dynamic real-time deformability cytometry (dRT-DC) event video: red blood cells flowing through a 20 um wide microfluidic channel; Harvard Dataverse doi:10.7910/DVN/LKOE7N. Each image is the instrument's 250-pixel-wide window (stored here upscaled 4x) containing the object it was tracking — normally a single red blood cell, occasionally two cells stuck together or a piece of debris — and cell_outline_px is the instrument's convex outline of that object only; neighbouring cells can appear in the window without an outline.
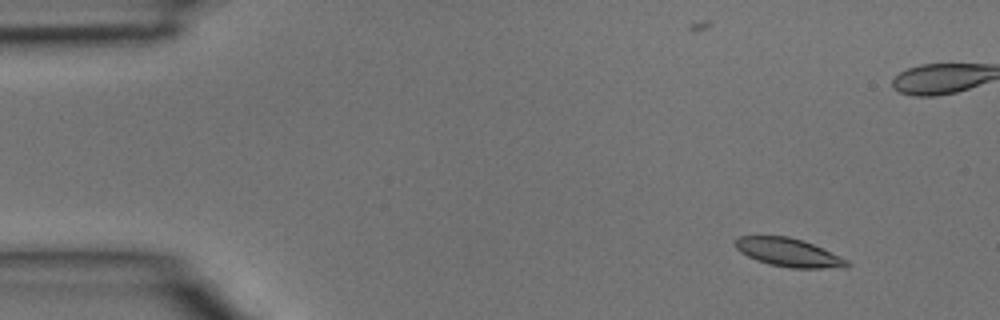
{"species": "common noctule bat (a hibernating species)", "species_latin": "Nyctalus noctula", "temperature_condition": "room temperature", "stored_images_in_passage": 5, "camera_frame_rate_fps": 3000, "um_per_image_px": 0.085, "animal": {"sex": "male", "body_mass_g": 15.6}, "frame": {"image": 1, "passage_image": 2, "time_ms": 0.333, "image_size_px": [1000, 320], "cell_outline_px": [[852, 264], [848, 268], [792, 268], [768, 264], [756, 260], [740, 252], [736, 248], [732, 240], [740, 236], [788, 236], [804, 240], [848, 260]], "centroid_in_image_um": [67.03, 21.46], "position_along_channel_um": 18.0, "area_um2": 18.67}}